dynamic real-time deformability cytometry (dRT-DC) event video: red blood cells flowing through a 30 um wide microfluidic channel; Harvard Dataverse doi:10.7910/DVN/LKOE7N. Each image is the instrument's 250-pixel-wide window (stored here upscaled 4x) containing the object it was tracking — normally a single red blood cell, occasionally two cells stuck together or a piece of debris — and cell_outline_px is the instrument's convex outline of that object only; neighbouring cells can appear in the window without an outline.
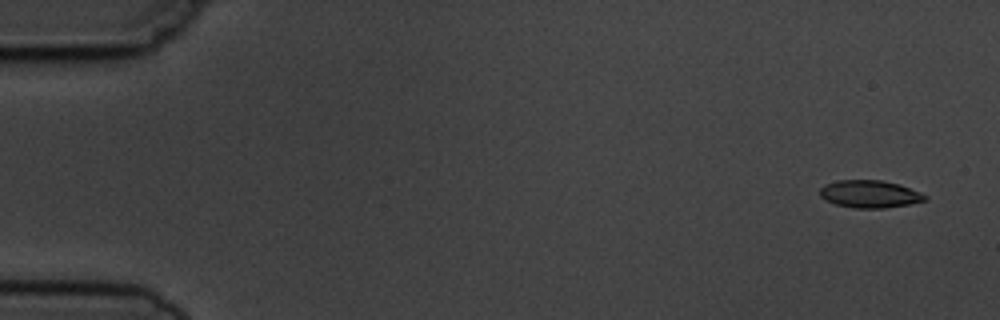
{"species": "common noctule bat (a hibernating species)", "species_latin": "Nyctalus noctula", "temperature_condition": "cold", "stored_images_in_passage": 4, "camera_frame_rate_fps": 3000, "um_per_image_px": 0.085, "animal": {"sex": "male", "body_mass_g": 19.5, "forearm_length_mm": 54.6}, "frame": {"image": 1, "passage_image": 1, "time_ms": 0.0, "image_size_px": [1000, 320], "cell_outline_px": [[928, 200], [908, 204], [884, 208], [852, 208], [836, 204], [824, 200], [820, 196], [820, 188], [824, 184], [840, 180], [880, 180], [900, 184], [920, 192], [928, 196]], "centroid_in_image_um": [73.93, 16.49], "position_along_channel_um": 11.1, "area_um2": 16.94}}